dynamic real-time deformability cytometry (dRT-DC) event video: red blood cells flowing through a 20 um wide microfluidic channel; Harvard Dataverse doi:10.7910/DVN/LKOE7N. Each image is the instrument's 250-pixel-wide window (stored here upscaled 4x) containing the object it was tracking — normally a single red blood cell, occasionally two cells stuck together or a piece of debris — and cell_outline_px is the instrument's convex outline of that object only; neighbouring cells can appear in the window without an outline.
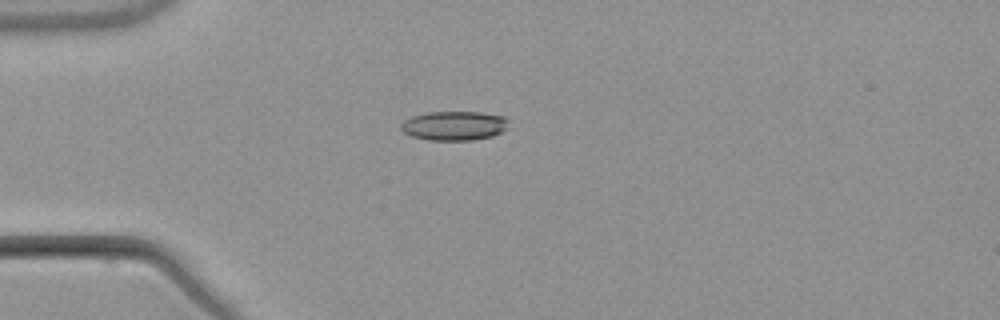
{"species": "common noctule bat (a hibernating species)", "species_latin": "Nyctalus noctula", "temperature_condition": "warm", "stored_images_in_passage": 5, "camera_frame_rate_fps": 3000, "um_per_image_px": 0.085, "animal": {"sex": "male", "body_mass_g": 21.5, "forearm_length_mm": 52.0}, "frame": {"image": 1, "passage_image": 3, "time_ms": 3.667, "image_size_px": [1000, 320], "cell_outline_px": [[508, 120], [504, 128], [500, 132], [492, 136], [472, 140], [428, 140], [412, 136], [404, 132], [400, 128], [400, 124], [404, 120], [412, 116], [428, 112], [480, 112], [504, 116]], "centroid_in_image_um": [38.56, 10.68], "position_along_channel_um": 46.4, "area_um2": 18.21}}
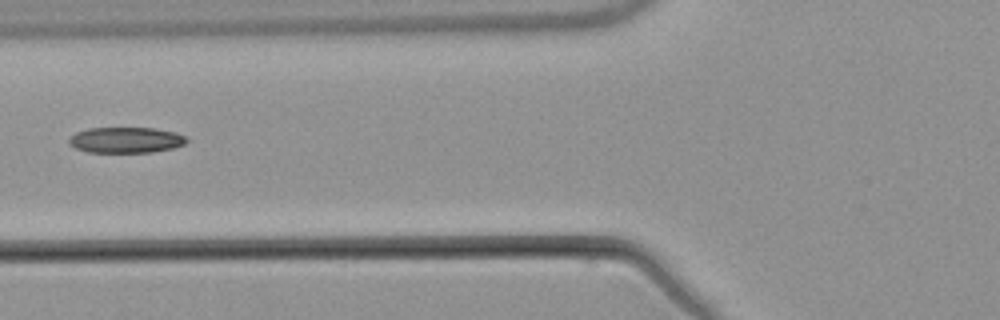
{"frame": {"image": 2, "passage_image": 5, "time_ms": 6.0, "image_size_px": [1000, 320], "cell_outline_px": [[188, 140], [184, 144], [172, 148], [152, 152], [88, 152], [76, 148], [68, 144], [68, 140], [76, 132], [88, 128], [156, 128], [176, 132], [184, 136]], "centroid_in_image_um": [10.69, 11.89], "position_along_channel_um": 115.1, "area_um2": 17.63}}